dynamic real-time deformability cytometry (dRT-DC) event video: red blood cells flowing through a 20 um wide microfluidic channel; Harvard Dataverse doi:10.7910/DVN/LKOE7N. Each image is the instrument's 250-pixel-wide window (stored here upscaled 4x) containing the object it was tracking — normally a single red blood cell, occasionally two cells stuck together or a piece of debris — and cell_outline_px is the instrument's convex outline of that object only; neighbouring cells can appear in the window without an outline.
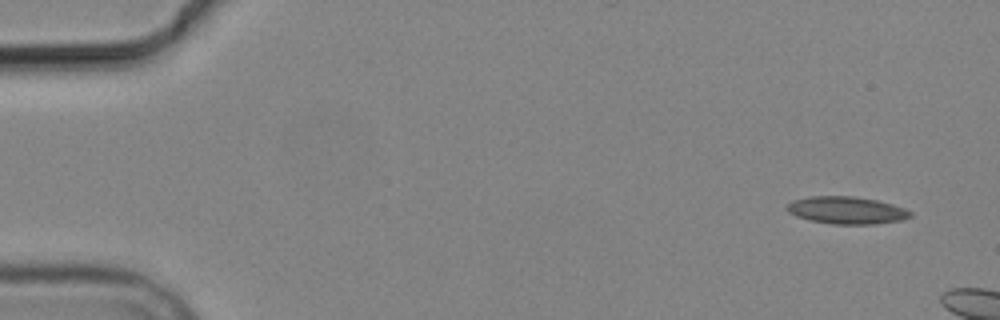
{"species": "common noctule bat (a hibernating species)", "species_latin": "Nyctalus noctula", "temperature_condition": "cold", "stored_images_in_passage": 3, "camera_frame_rate_fps": 3000, "um_per_image_px": 0.085, "animal": {"sex": "male", "body_mass_g": 19.2, "forearm_length_mm": 51.8}, "frame": {"image": 1, "passage_image": 1, "time_ms": 0.0, "image_size_px": [1000, 320], "cell_outline_px": [[912, 216], [900, 220], [876, 224], [832, 224], [808, 220], [796, 216], [788, 212], [784, 208], [792, 200], [808, 196], [852, 196], [876, 200], [892, 204], [904, 208], [912, 212]], "centroid_in_image_um": [71.92, 17.87], "position_along_channel_um": 13.1, "area_um2": 19.77}}